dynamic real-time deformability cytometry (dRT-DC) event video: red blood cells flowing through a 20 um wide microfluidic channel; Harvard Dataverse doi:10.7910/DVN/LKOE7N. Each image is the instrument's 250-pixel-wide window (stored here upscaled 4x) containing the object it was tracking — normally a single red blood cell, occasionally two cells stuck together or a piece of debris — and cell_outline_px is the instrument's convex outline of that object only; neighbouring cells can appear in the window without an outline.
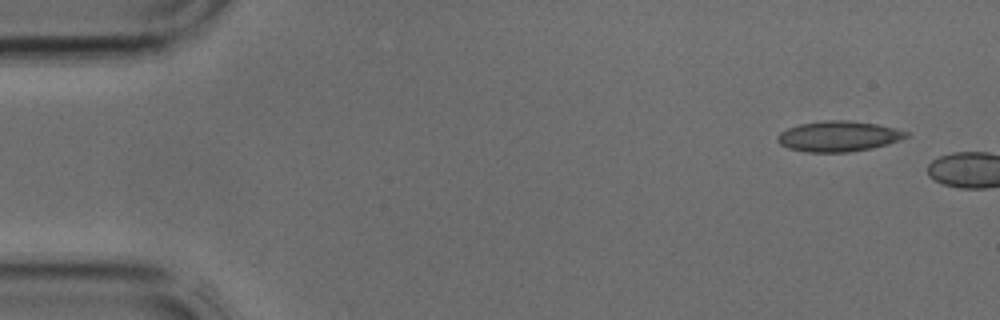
{"species": "common noctule bat (a hibernating species)", "species_latin": "Nyctalus noctula", "temperature_condition": "cold", "stored_images_in_passage": 3, "camera_frame_rate_fps": 3000, "um_per_image_px": 0.085, "animal": {"sex": "male", "body_mass_g": 17.9, "forearm_length_mm": 54.2}, "frame": {"image": 1, "passage_image": 1, "time_ms": 0.0, "image_size_px": [1000, 320], "cell_outline_px": [[908, 136], [900, 140], [888, 144], [872, 148], [848, 152], [804, 152], [788, 148], [780, 144], [776, 140], [776, 136], [780, 132], [788, 128], [800, 124], [824, 120], [852, 120], [876, 124], [896, 128], [908, 132]], "centroid_in_image_um": [71.26, 11.58], "position_along_channel_um": 13.7, "area_um2": 23.0}}